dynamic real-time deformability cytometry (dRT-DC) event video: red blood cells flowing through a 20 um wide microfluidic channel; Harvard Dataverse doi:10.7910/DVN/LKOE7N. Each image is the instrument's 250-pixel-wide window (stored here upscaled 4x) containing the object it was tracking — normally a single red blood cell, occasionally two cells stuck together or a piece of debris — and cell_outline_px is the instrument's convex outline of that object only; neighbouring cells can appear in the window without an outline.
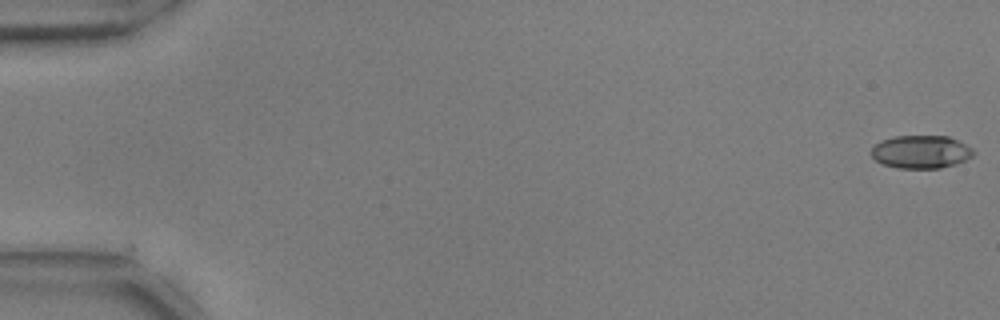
{"species": "common noctule bat (a hibernating species)", "species_latin": "Nyctalus noctula", "temperature_condition": "warm", "stored_images_in_passage": 55, "camera_frame_rate_fps": 3000, "um_per_image_px": 0.085, "animal": {"sex": "male", "body_mass_g": 17.9, "forearm_length_mm": 54.2}, "frame": {"image": 1, "passage_image": 1, "time_ms": 0.0, "image_size_px": [1000, 320], "cell_outline_px": [[976, 152], [972, 156], [956, 164], [940, 168], [896, 168], [884, 164], [876, 160], [872, 156], [872, 148], [880, 140], [892, 136], [948, 136], [972, 148]], "centroid_in_image_um": [78.28, 12.9], "position_along_channel_um": 6.7, "area_um2": 19.59}}
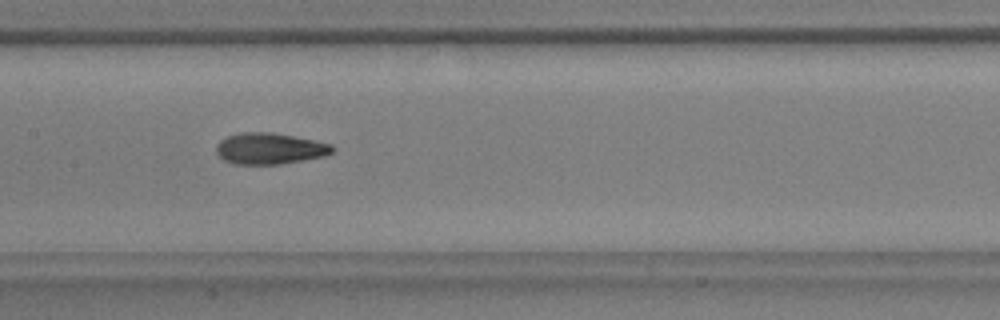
{"frame": {"image": 2, "passage_image": 28, "time_ms": 9.0, "image_size_px": [1000, 320], "cell_outline_px": [[336, 148], [332, 152], [324, 156], [280, 164], [232, 164], [224, 160], [216, 152], [216, 144], [220, 140], [228, 136], [240, 132], [272, 132], [316, 140], [332, 144]], "centroid_in_image_um": [22.93, 12.62], "position_along_channel_um": 184.5, "area_um2": 21.27}}
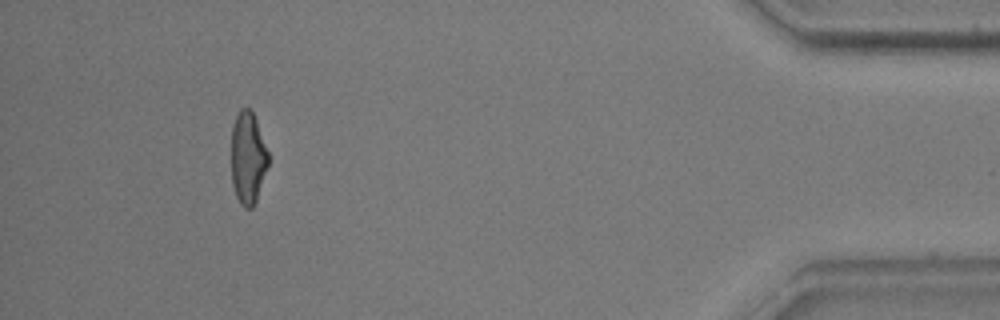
{"frame": {"image": 3, "passage_image": 51, "time_ms": 16.667, "image_size_px": [1000, 320], "cell_outline_px": [[268, 164], [256, 200], [252, 208], [244, 208], [240, 204], [236, 196], [232, 184], [232, 128], [236, 116], [240, 108], [248, 108], [252, 112], [256, 120], [268, 152]], "centroid_in_image_um": [21.06, 13.43], "position_along_channel_um": 414.1, "area_um2": 19.59}, "authors_computed_cell_mechanics": {"area_um2": 20.6346, "velocity_mm_per_s": 3.7478, "shape_relaxation_time_tau1_ms": 4.6322, "shape_relaxation_time_tau2_ms": 2.0141, "deformation_change_tau1": 0.1783, "deformation_change_tau2": 0.0875}}